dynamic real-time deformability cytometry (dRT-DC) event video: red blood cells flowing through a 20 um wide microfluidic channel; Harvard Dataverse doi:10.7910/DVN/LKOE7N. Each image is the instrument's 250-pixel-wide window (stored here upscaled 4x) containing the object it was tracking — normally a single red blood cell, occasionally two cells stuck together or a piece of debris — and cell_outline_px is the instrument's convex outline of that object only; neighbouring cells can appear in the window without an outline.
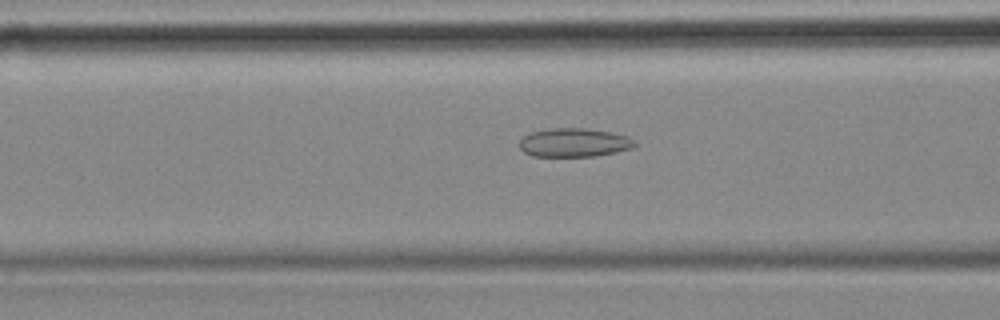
{"species": "common noctule bat (a hibernating species)", "species_latin": "Nyctalus noctula", "temperature_condition": "cold", "stored_images_in_passage": 52, "camera_frame_rate_fps": 3000, "um_per_image_px": 0.085, "animal": {"sex": "female", "body_mass_g": 18.4}, "frame": {"image": 1, "passage_image": 17, "time_ms": 5.333, "image_size_px": [1000, 320], "cell_outline_px": [[636, 144], [632, 148], [616, 152], [596, 156], [532, 156], [524, 152], [520, 148], [520, 140], [524, 136], [532, 132], [552, 128], [584, 128], [612, 132], [628, 136]], "centroid_in_image_um": [48.8, 12.12], "position_along_channel_um": 117.8, "area_um2": 19.19}}
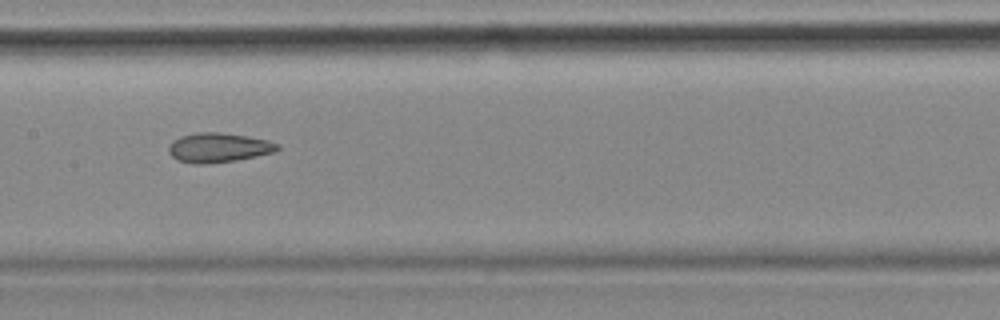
{"frame": {"image": 2, "passage_image": 23, "time_ms": 7.333, "image_size_px": [1000, 320], "cell_outline_px": [[280, 148], [272, 152], [256, 156], [232, 160], [200, 164], [192, 164], [180, 160], [172, 156], [168, 152], [168, 148], [172, 140], [180, 136], [196, 132], [220, 132], [248, 136], [268, 140], [280, 144]], "centroid_in_image_um": [18.55, 12.52], "position_along_channel_um": 188.8, "area_um2": 18.55}}
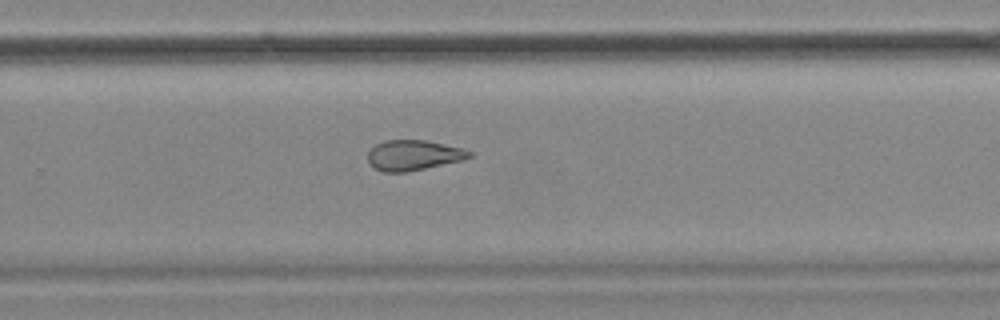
{"frame": {"image": 3, "passage_image": 32, "time_ms": 10.333, "image_size_px": [1000, 320], "cell_outline_px": [[472, 156], [460, 160], [424, 168], [404, 172], [384, 172], [376, 168], [368, 160], [368, 152], [376, 144], [384, 140], [424, 140], [444, 144], [460, 148], [472, 152]], "centroid_in_image_um": [35.11, 13.18], "position_along_channel_um": 294.7, "area_um2": 17.46}, "authors_computed_cell_mechanics": {"area_um2": 19.5075, "velocity_mm_per_s": 3.5473, "shape_relaxation_time_tau1_ms": null, "shape_relaxation_time_tau2_ms": 3.169, "deformation_change_tau1": null, "deformation_change_tau2": 0.108}}